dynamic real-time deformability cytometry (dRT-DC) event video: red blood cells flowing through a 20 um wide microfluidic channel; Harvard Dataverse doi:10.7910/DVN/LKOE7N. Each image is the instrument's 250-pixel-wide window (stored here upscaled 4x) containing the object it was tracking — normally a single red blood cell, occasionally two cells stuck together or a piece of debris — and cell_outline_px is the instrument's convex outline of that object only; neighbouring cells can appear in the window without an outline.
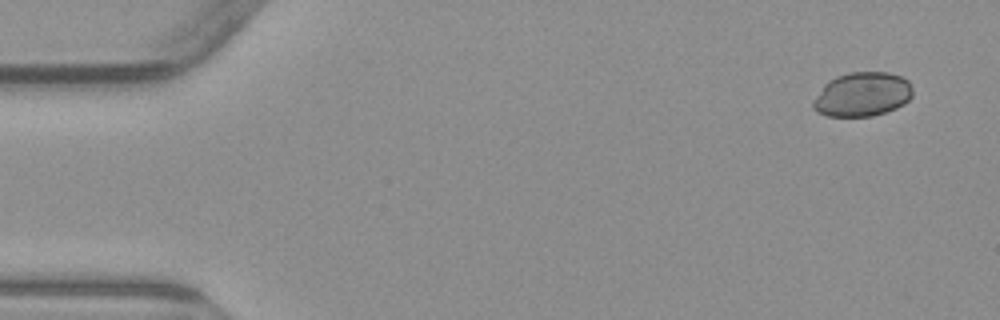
{"species": "common noctule bat (a hibernating species)", "species_latin": "Nyctalus noctula", "temperature_condition": "warm", "stored_images_in_passage": 4, "camera_frame_rate_fps": 3000, "um_per_image_px": 0.085, "animal": {"sex": "male", "body_mass_g": 23.1, "forearm_length_mm": 52.7}, "frame": {"image": 1, "passage_image": 1, "time_ms": 0.0, "image_size_px": [1000, 320], "cell_outline_px": [[912, 96], [904, 104], [896, 108], [872, 116], [828, 116], [816, 112], [812, 108], [812, 100], [824, 84], [828, 80], [836, 76], [848, 72], [888, 72], [900, 76], [908, 80], [912, 88]], "centroid_in_image_um": [73.26, 8.02], "position_along_channel_um": 11.7, "area_um2": 25.84}}